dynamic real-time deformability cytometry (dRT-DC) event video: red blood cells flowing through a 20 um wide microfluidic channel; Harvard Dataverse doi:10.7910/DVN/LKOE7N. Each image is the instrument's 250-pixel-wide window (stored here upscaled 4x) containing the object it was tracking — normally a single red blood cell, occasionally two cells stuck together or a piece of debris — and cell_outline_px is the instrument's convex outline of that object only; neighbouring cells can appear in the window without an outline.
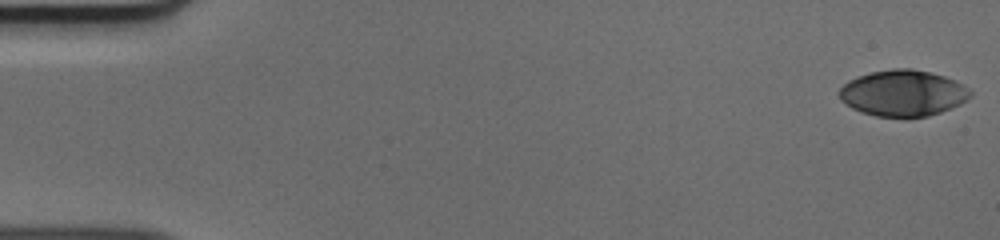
{"species": "human", "species_latin": "Homo sapiens", "temperature_condition": "cold", "stored_images_in_passage": 50, "camera_frame_rate_fps": 3000, "um_per_image_px": 0.085, "donor": {"sex": "male"}, "frame": {"image": 1, "passage_image": 1, "time_ms": 0.0, "image_size_px": [1000, 240], "cell_outline_px": [[972, 96], [960, 104], [940, 112], [928, 116], [876, 116], [860, 112], [852, 108], [840, 100], [836, 92], [848, 80], [856, 76], [872, 72], [892, 68], [912, 68], [932, 72], [956, 80], [968, 88], [972, 92]], "centroid_in_image_um": [76.73, 7.9], "position_along_channel_um": 8.3, "area_um2": 35.43}}
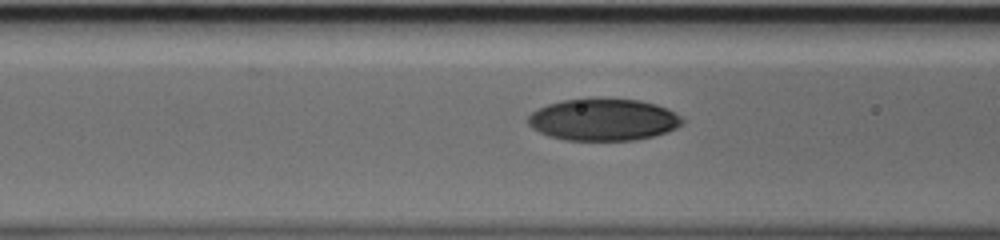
{"frame": {"image": 2, "passage_image": 20, "time_ms": 6.333, "image_size_px": [1000, 240], "cell_outline_px": [[684, 124], [668, 132], [636, 140], [564, 140], [548, 136], [532, 128], [528, 124], [528, 116], [532, 112], [548, 104], [564, 100], [596, 96], [600, 96], [640, 100], [656, 104], [680, 116], [684, 120]], "centroid_in_image_um": [51.28, 10.14], "position_along_channel_um": 115.3, "area_um2": 38.32}}
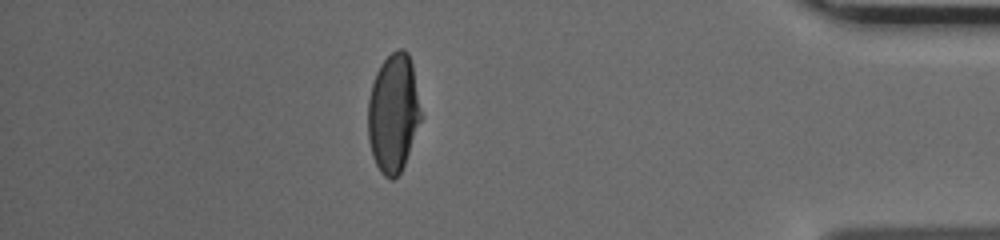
{"frame": {"image": 3, "passage_image": 44, "time_ms": 14.333, "image_size_px": [1000, 240], "cell_outline_px": [[424, 116], [404, 164], [400, 172], [392, 180], [384, 176], [380, 172], [372, 156], [368, 140], [368, 100], [372, 84], [376, 72], [380, 64], [396, 48], [404, 48], [408, 52], [412, 64]], "centroid_in_image_um": [33.46, 9.6], "position_along_channel_um": 401.7, "area_um2": 37.28}}